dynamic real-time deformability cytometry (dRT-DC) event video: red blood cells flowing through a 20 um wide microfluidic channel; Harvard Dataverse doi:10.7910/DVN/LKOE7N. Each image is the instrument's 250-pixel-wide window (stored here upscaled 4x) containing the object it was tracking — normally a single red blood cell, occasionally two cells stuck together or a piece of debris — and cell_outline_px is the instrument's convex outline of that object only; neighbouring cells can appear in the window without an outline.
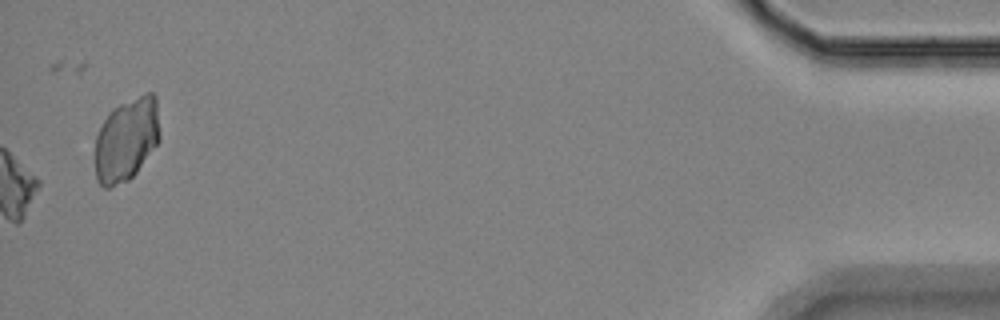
{"species": "Egyptian fruit bat (a non-hibernating species)", "species_latin": "Rousettus aegyptiacus", "temperature_condition": "room temperature", "stored_images_in_passage": 42, "camera_frame_rate_fps": 3000, "um_per_image_px": 0.085, "animal": {"sex": "female"}, "frame": {"image": 1, "passage_image": 42, "time_ms": 13.667, "image_size_px": [1000, 320], "cell_outline_px": [[160, 140], [136, 172], [128, 180], [108, 188], [104, 188], [96, 180], [96, 136], [104, 120], [112, 108], [144, 92], [152, 92], [156, 96], [160, 132]], "centroid_in_image_um": [10.77, 11.84], "position_along_channel_um": 424.4, "area_um2": 31.44}, "authors_computed_cell_mechanics": {"area_um2": 18.8717, "velocity_mm_per_s": 3.5259, "shape_relaxation_time_tau1_ms": 3.2851, "shape_relaxation_time_tau2_ms": null, "deformation_change_tau1": 0.1145, "deformation_change_tau2": null}}